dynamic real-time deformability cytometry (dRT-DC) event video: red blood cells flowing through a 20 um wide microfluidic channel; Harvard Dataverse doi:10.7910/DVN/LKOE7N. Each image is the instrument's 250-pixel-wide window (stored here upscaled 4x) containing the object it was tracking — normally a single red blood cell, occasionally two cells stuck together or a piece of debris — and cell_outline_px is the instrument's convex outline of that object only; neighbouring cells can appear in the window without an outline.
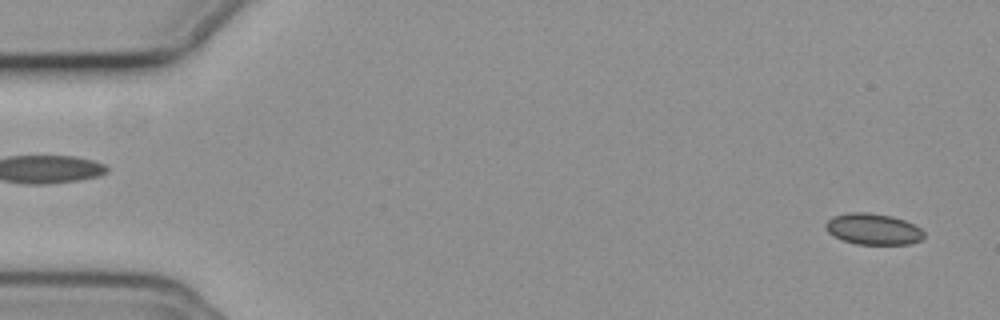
{"species": "common noctule bat (a hibernating species)", "species_latin": "Nyctalus noctula", "temperature_condition": "cold", "stored_images_in_passage": 56, "camera_frame_rate_fps": 3000, "um_per_image_px": 0.085, "animal": {"sex": "female", "body_mass_g": 19.3, "forearm_length_mm": 54.1}, "frame": {"image": 1, "passage_image": 2, "time_ms": 0.333, "image_size_px": [1000, 320], "cell_outline_px": [[924, 236], [920, 240], [908, 244], [856, 244], [832, 236], [824, 228], [824, 224], [832, 216], [848, 212], [868, 212], [892, 216], [904, 220], [920, 228], [924, 232]], "centroid_in_image_um": [74.17, 19.46], "position_along_channel_um": 10.8, "area_um2": 17.92}}
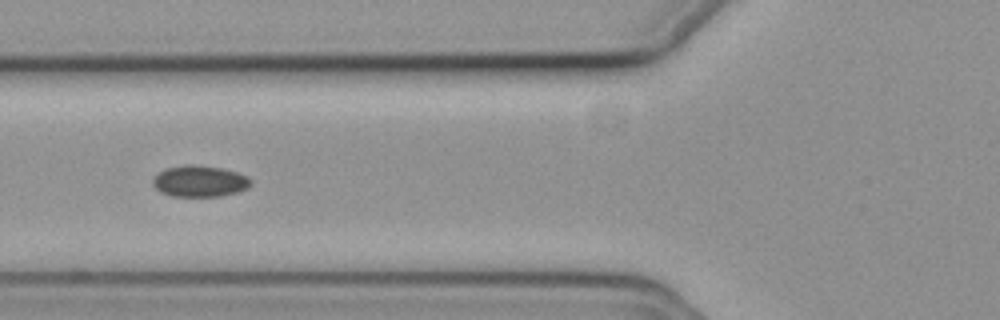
{"frame": {"image": 2, "passage_image": 21, "time_ms": 6.667, "image_size_px": [1000, 320], "cell_outline_px": [[252, 184], [248, 188], [236, 192], [220, 196], [172, 196], [160, 192], [152, 184], [152, 180], [164, 168], [184, 164], [192, 164], [220, 168], [236, 172], [248, 176], [252, 180]], "centroid_in_image_um": [16.97, 15.4], "position_along_channel_um": 108.8, "area_um2": 17.92}}
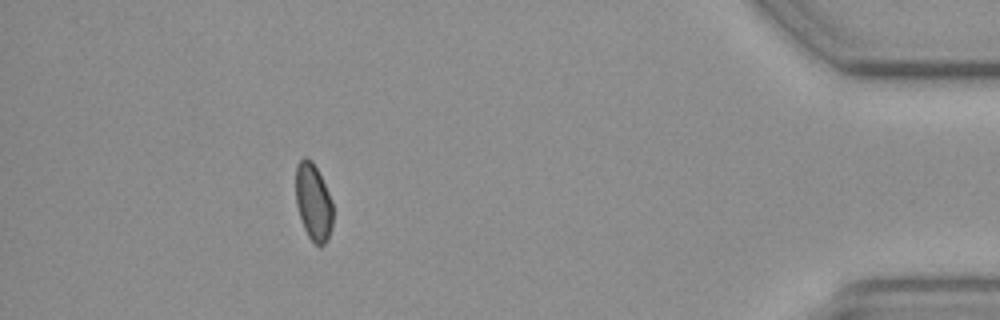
{"frame": {"image": 3, "passage_image": 50, "time_ms": 16.333, "image_size_px": [1000, 320], "cell_outline_px": [[332, 228], [328, 240], [320, 248], [308, 236], [304, 228], [296, 204], [296, 164], [304, 156], [312, 160], [332, 200]], "centroid_in_image_um": [26.63, 17.19], "position_along_channel_um": 408.6, "area_um2": 16.65}}